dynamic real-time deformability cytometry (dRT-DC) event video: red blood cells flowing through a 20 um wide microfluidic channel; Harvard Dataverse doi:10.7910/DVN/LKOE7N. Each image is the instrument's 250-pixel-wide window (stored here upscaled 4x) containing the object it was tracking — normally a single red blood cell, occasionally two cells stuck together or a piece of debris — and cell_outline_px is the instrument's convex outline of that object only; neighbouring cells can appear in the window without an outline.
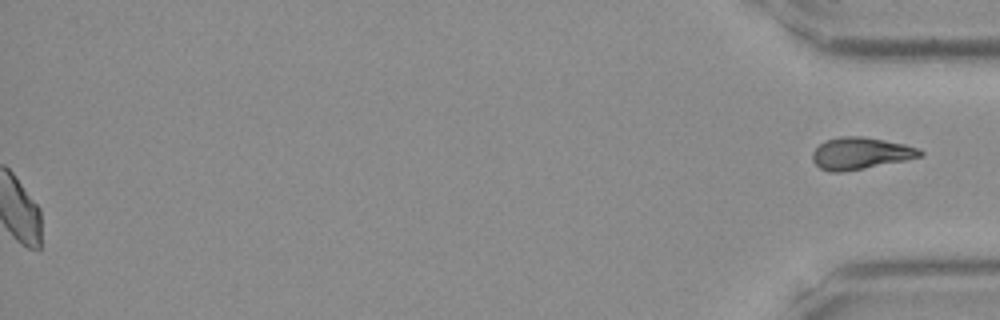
{"species": "Egyptian fruit bat (a non-hibernating species)", "species_latin": "Rousettus aegyptiacus", "temperature_condition": "room temperature", "stored_images_in_passage": 46, "segment_of_instrument_passage": [2, 2], "camera_frame_rate_fps": 3000, "um_per_image_px": 0.085, "frame": {"image": 1, "passage_image": 46, "time_ms": 15.0, "image_size_px": [1000, 320], "cell_outline_px": [[924, 156], [844, 172], [828, 172], [820, 168], [812, 160], [812, 152], [824, 140], [840, 136], [864, 136], [904, 144], [920, 148], [924, 152]], "centroid_in_image_um": [73.14, 13.03], "position_along_channel_um": 362.1, "area_um2": 20.11}}